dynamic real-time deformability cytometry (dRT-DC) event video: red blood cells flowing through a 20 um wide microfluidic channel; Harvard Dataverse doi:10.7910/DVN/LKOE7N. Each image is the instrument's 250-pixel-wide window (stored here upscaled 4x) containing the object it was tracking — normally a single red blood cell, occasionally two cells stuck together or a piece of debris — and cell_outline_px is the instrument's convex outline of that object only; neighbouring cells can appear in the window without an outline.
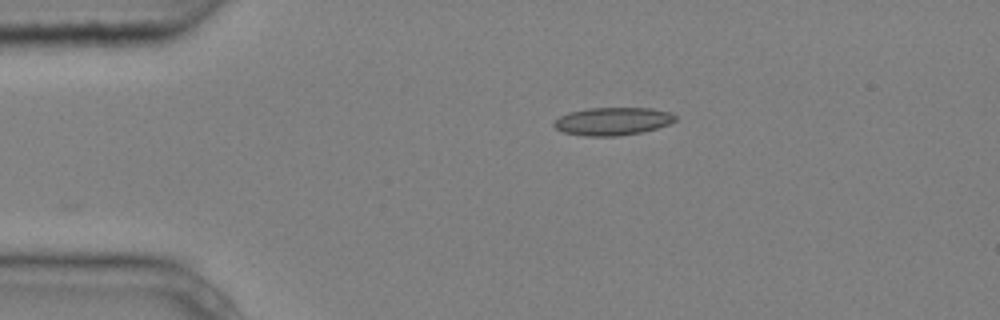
{"species": "common noctule bat (a hibernating species)", "species_latin": "Nyctalus noctula", "temperature_condition": "cold", "stored_images_in_passage": 3, "camera_frame_rate_fps": 3000, "um_per_image_px": 0.085, "animal": {"sex": "male", "body_mass_g": 20.4}, "frame": {"image": 1, "passage_image": 3, "time_ms": 0.667, "image_size_px": [1000, 320], "cell_outline_px": [[676, 120], [668, 124], [644, 132], [616, 136], [584, 136], [564, 132], [556, 128], [552, 124], [560, 116], [568, 112], [588, 108], [652, 108], [672, 112], [676, 116]], "centroid_in_image_um": [52.09, 10.3], "position_along_channel_um": 32.9, "area_um2": 19.77}}